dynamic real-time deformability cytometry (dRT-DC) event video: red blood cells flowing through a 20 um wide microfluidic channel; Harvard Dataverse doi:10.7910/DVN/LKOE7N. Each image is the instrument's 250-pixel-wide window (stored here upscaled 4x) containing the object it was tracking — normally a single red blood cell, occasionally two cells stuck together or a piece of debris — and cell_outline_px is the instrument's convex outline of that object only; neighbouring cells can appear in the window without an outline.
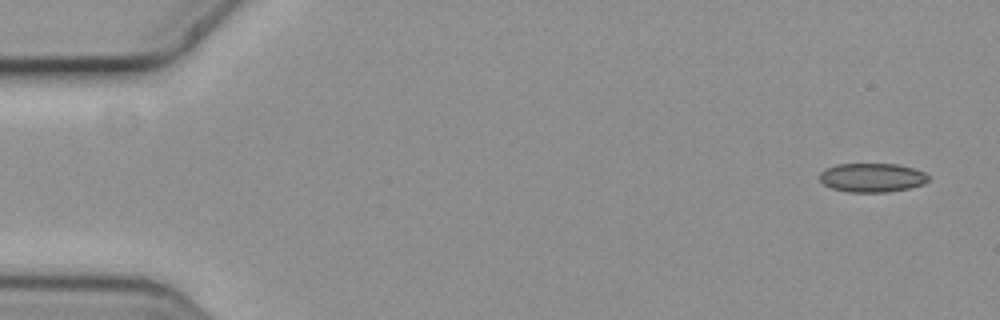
{"species": "common noctule bat (a hibernating species)", "species_latin": "Nyctalus noctula", "temperature_condition": "cold", "stored_images_in_passage": 6, "camera_frame_rate_fps": 3000, "um_per_image_px": 0.085, "animal": {"sex": "female", "body_mass_g": 19.3, "forearm_length_mm": 54.1}, "frame": {"image": 1, "passage_image": 1, "time_ms": 0.0, "image_size_px": [1000, 320], "cell_outline_px": [[928, 180], [924, 184], [908, 188], [888, 192], [848, 192], [832, 188], [824, 184], [820, 180], [820, 172], [824, 168], [836, 164], [896, 164], [912, 168], [924, 172], [928, 176]], "centroid_in_image_um": [74.1, 15.09], "position_along_channel_um": 10.9, "area_um2": 18.32}}
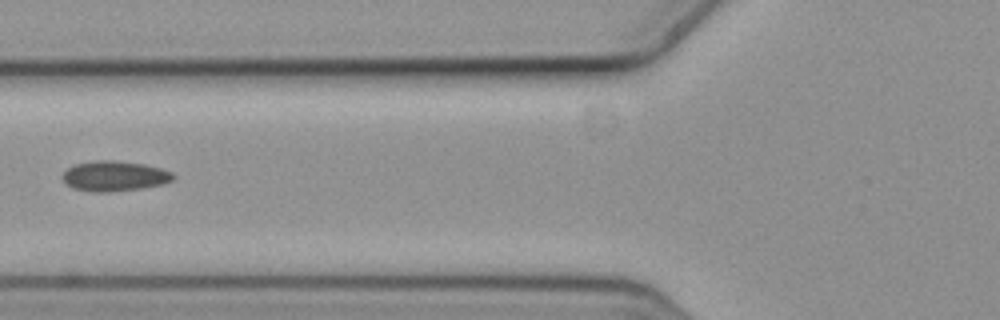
{"frame": {"image": 2, "passage_image": 6, "time_ms": 1.667, "image_size_px": [1000, 320], "cell_outline_px": [[176, 176], [172, 180], [164, 184], [140, 188], [108, 192], [92, 192], [72, 188], [64, 184], [64, 172], [68, 168], [76, 164], [96, 160], [112, 160], [144, 164], [160, 168], [172, 172]], "centroid_in_image_um": [9.73, 14.97], "position_along_channel_um": 116.1, "area_um2": 19.42}}